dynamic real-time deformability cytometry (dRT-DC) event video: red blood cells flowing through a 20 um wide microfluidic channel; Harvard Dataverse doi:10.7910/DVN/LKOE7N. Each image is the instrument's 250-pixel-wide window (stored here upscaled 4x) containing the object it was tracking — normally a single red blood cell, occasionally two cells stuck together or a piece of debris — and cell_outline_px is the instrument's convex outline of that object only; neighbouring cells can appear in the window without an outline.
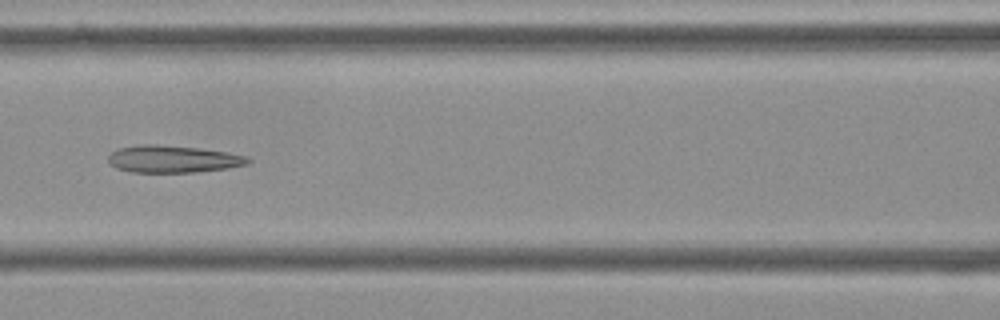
{"species": "Egyptian fruit bat (a non-hibernating species)", "species_latin": "Rousettus aegyptiacus", "temperature_condition": "cold", "stored_images_in_passage": 8, "camera_frame_rate_fps": 3000, "um_per_image_px": 0.085, "frame": {"image": 1, "passage_image": 6, "time_ms": 1.667, "image_size_px": [1000, 320], "cell_outline_px": [[252, 160], [248, 164], [228, 168], [192, 172], [132, 172], [116, 168], [108, 164], [108, 156], [112, 152], [120, 148], [136, 144], [156, 144], [196, 148], [228, 152], [244, 156]], "centroid_in_image_um": [14.66, 13.52], "position_along_channel_um": 151.9, "area_um2": 22.08}}
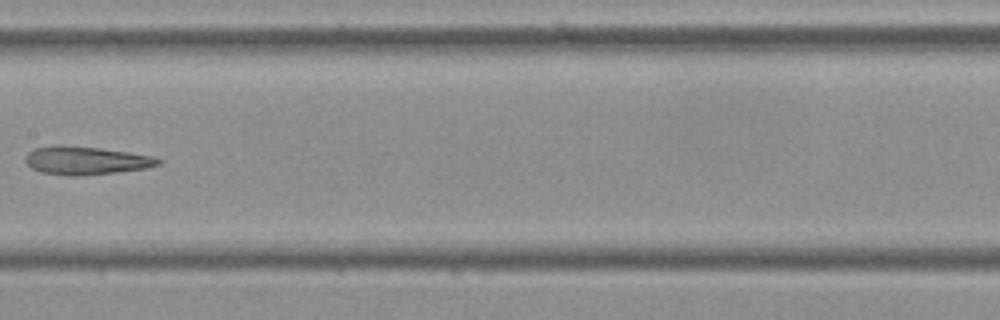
{"frame": {"image": 2, "passage_image": 7, "time_ms": 2.0, "image_size_px": [1000, 320], "cell_outline_px": [[164, 160], [160, 164], [144, 168], [116, 172], [76, 176], [68, 176], [40, 172], [32, 168], [24, 160], [24, 156], [28, 152], [36, 148], [52, 144], [56, 144], [100, 148], [128, 152], [152, 156]], "centroid_in_image_um": [7.26, 13.63], "position_along_channel_um": 200.1, "area_um2": 21.91}}
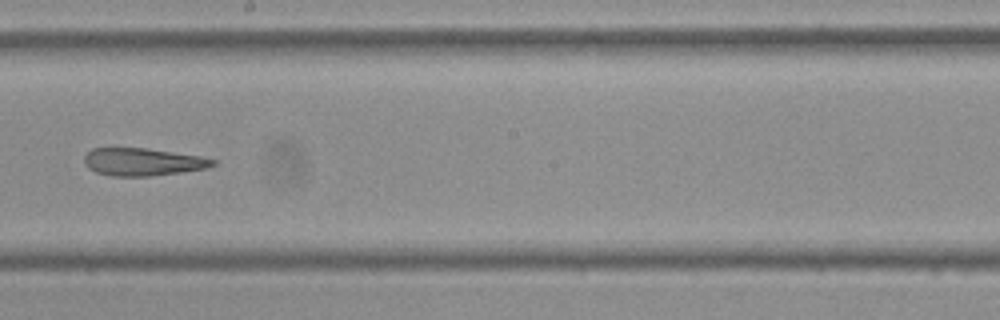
{"frame": {"image": 3, "passage_image": 8, "time_ms": 2.333, "image_size_px": [1000, 320], "cell_outline_px": [[216, 164], [208, 168], [180, 172], [148, 176], [112, 176], [96, 172], [88, 168], [84, 164], [84, 156], [92, 148], [148, 148], [200, 156], [216, 160]], "centroid_in_image_um": [12.12, 13.76], "position_along_channel_um": 236.1, "area_um2": 20.69}}